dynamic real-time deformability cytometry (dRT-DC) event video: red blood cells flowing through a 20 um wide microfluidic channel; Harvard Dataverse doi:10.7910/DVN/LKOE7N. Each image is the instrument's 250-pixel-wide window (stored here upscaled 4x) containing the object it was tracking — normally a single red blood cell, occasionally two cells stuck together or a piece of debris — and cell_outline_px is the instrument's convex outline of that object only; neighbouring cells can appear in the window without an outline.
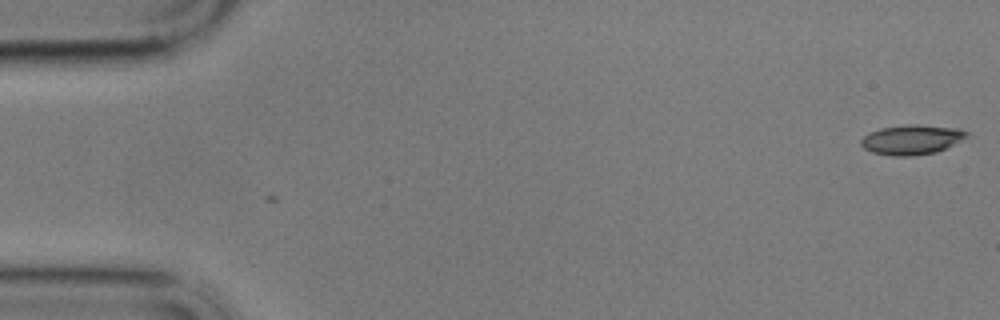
{"species": "common noctule bat (a hibernating species)", "species_latin": "Nyctalus noctula", "temperature_condition": "cold", "stored_images_in_passage": 2, "camera_frame_rate_fps": 3000, "um_per_image_px": 0.085, "animal": {"sex": "male", "body_mass_g": 17.9}, "frame": {"image": 1, "passage_image": 2, "time_ms": 0.333, "image_size_px": [1000, 320], "cell_outline_px": [[972, 136], [936, 152], [912, 156], [892, 156], [872, 152], [864, 148], [860, 144], [860, 140], [868, 132], [880, 128], [908, 124], [916, 124], [956, 128], [968, 132]], "centroid_in_image_um": [77.5, 11.86], "position_along_channel_um": 7.5, "area_um2": 18.5}}